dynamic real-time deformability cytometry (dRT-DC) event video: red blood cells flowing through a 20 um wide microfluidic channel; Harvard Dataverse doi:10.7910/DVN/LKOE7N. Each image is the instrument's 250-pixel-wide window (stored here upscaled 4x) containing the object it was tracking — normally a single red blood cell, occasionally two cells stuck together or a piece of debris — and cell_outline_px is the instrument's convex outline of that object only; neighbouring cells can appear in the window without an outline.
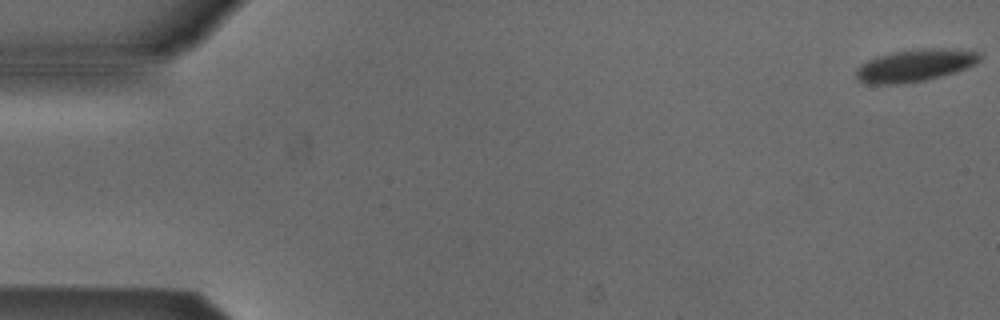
{"species": "Egyptian fruit bat (a non-hibernating species)", "species_latin": "Rousettus aegyptiacus", "temperature_condition": "cold", "stored_images_in_passage": 5, "camera_frame_rate_fps": 3000, "um_per_image_px": 0.085, "animal": {"sex": "male"}, "frame": {"image": 1, "passage_image": 1, "time_ms": 0.0, "image_size_px": [1000, 320], "cell_outline_px": [[984, 56], [980, 60], [968, 68], [956, 72], [924, 80], [904, 84], [864, 84], [856, 76], [856, 68], [860, 64], [876, 56], [892, 52], [920, 48], [944, 48], [980, 52]], "centroid_in_image_um": [77.78, 5.56], "position_along_channel_um": 7.2, "area_um2": 23.52}}